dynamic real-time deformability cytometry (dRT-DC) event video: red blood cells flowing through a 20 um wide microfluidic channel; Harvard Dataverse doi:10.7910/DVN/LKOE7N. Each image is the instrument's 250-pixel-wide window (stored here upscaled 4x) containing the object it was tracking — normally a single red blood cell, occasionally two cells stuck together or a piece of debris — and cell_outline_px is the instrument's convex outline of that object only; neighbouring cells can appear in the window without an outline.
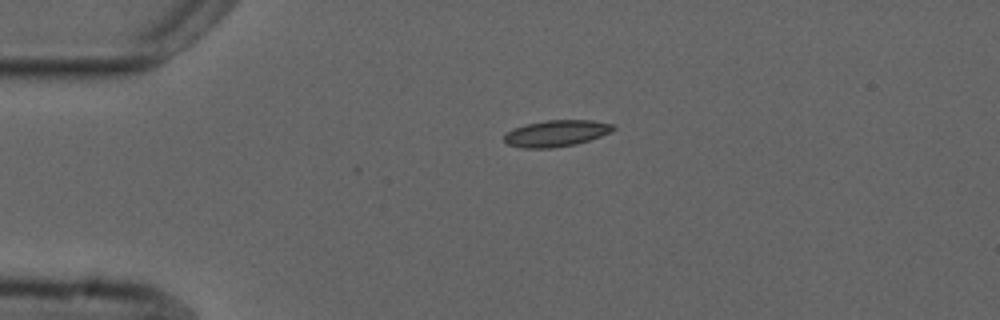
{"species": "common noctule bat (a hibernating species)", "species_latin": "Nyctalus noctula", "temperature_condition": "cold", "stored_images_in_passage": 2, "camera_frame_rate_fps": 3000, "um_per_image_px": 0.085, "animal": {"sex": "male", "forearm_length_mm": 52.5}, "frame": {"image": 1, "passage_image": 1, "time_ms": 0.0, "image_size_px": [1000, 320], "cell_outline_px": [[616, 128], [600, 136], [576, 144], [552, 148], [520, 148], [508, 144], [504, 140], [504, 132], [524, 124], [548, 120], [592, 120], [612, 124]], "centroid_in_image_um": [47.22, 11.33], "position_along_channel_um": 37.8, "area_um2": 16.76}}